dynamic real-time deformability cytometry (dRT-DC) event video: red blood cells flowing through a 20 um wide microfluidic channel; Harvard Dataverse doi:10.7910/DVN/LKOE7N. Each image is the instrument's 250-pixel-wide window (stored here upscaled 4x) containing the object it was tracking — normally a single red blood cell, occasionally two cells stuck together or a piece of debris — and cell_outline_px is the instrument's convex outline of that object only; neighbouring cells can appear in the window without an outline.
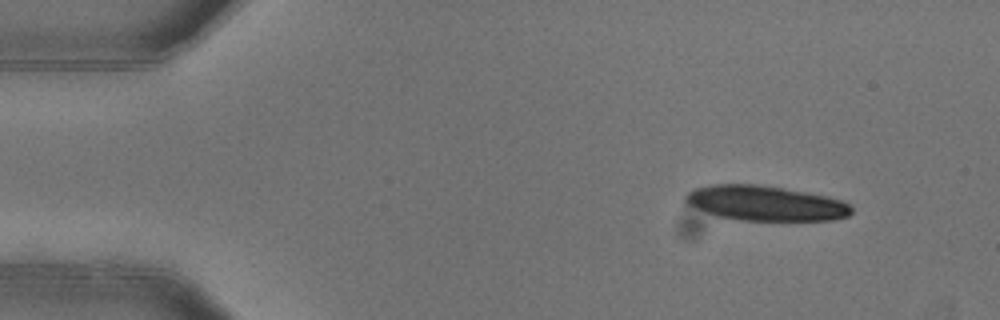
{"species": "common noctule bat (a hibernating species)", "species_latin": "Nyctalus noctula", "temperature_condition": "warm", "stored_images_in_passage": 3, "camera_frame_rate_fps": 3000, "um_per_image_px": 0.085, "animal": {"sex": "female"}, "frame": {"image": 1, "passage_image": 1, "time_ms": 0.0, "image_size_px": [1000, 320], "cell_outline_px": [[852, 212], [848, 216], [832, 220], [740, 220], [716, 216], [696, 208], [688, 204], [684, 200], [684, 196], [692, 188], [708, 184], [756, 184], [784, 188], [828, 196], [840, 200], [848, 204], [852, 208]], "centroid_in_image_um": [65.02, 17.26], "position_along_channel_um": 20.0, "area_um2": 33.93}}